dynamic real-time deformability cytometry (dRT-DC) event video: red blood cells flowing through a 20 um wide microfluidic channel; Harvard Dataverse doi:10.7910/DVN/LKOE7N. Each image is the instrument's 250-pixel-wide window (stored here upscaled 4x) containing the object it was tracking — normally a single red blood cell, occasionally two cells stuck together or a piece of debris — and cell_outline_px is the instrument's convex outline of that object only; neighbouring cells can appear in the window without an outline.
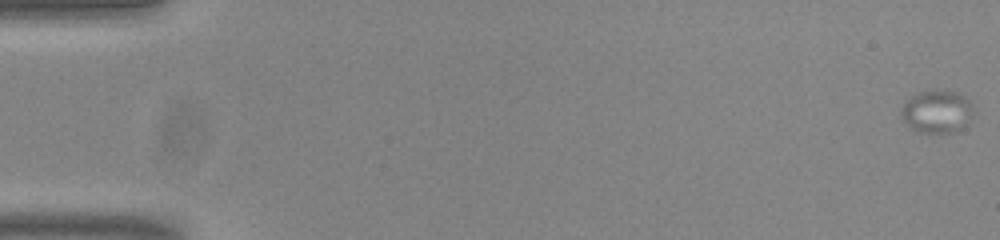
{"species": "common noctule bat (a hibernating species)", "species_latin": "Nyctalus noctula", "temperature_condition": "room temperature", "stored_images_in_passage": 35, "camera_frame_rate_fps": 3000, "um_per_image_px": 0.085, "animal": {"sex": "male", "body_mass_g": 20.0, "forearm_length_mm": 53.3}, "frame": {"image": 1, "passage_image": 1, "time_ms": 0.0, "image_size_px": [1000, 240], "cell_outline_px": [[968, 112], [960, 128], [952, 132], [920, 132], [912, 128], [904, 120], [900, 112], [904, 104], [912, 96], [920, 92], [956, 92], [968, 100]], "centroid_in_image_um": [79.52, 9.49], "position_along_channel_um": 5.5, "area_um2": 16.42}}
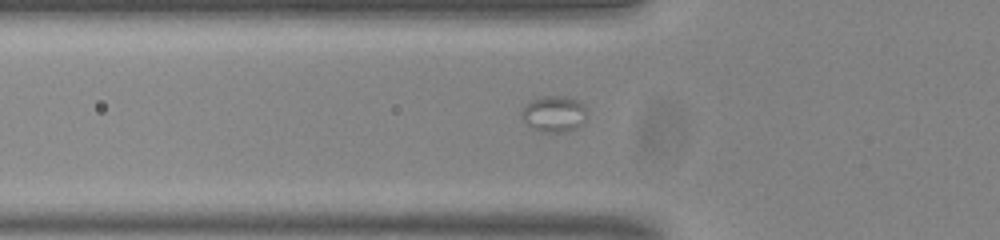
{"frame": {"image": 2, "passage_image": 20, "time_ms": 6.333, "image_size_px": [1000, 240], "cell_outline_px": [[584, 124], [568, 132], [544, 132], [528, 124], [520, 116], [520, 112], [532, 100], [544, 96], [568, 96], [580, 100], [584, 104]], "centroid_in_image_um": [47.13, 9.67], "position_along_channel_um": 78.7, "area_um2": 13.64}}
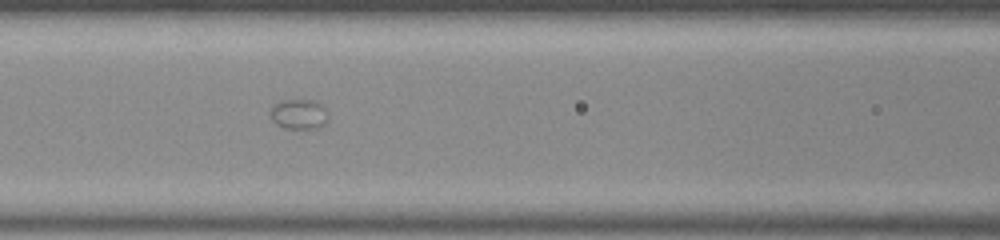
{"frame": {"image": 3, "passage_image": 25, "time_ms": 8.0, "image_size_px": [1000, 240], "cell_outline_px": [[328, 120], [320, 128], [284, 128], [276, 124], [268, 116], [268, 112], [272, 104], [284, 100], [320, 100], [324, 104], [328, 116]], "centroid_in_image_um": [25.4, 9.68], "position_along_channel_um": 141.2, "area_um2": 10.58}}